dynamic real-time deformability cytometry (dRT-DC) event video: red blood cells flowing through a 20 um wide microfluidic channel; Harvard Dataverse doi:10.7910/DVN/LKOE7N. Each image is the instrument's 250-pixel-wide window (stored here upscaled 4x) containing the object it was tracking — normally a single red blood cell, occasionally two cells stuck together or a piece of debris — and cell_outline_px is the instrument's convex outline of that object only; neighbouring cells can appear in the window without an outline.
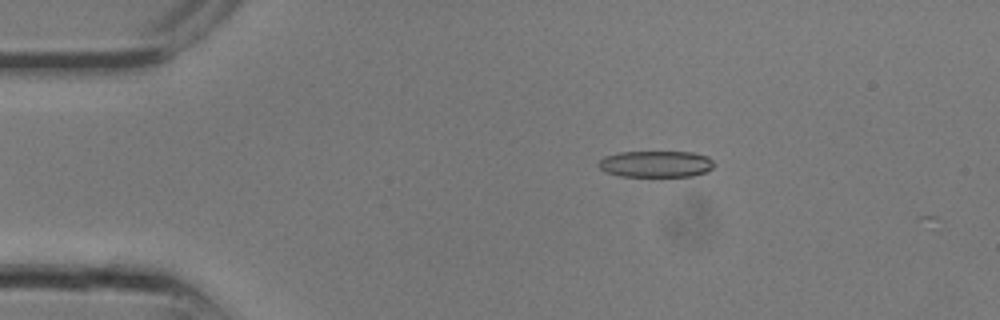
{"species": "common noctule bat (a hibernating species)", "species_latin": "Nyctalus noctula", "temperature_condition": "room temperature", "stored_images_in_passage": 3, "camera_frame_rate_fps": 3000, "um_per_image_px": 0.085, "animal": {"sex": "male", "body_mass_g": 13.3}, "frame": {"image": 1, "passage_image": 2, "time_ms": 0.333, "image_size_px": [1000, 320], "cell_outline_px": [[712, 168], [708, 172], [692, 176], [620, 176], [604, 172], [596, 164], [604, 156], [620, 152], [692, 152], [708, 156], [712, 160]], "centroid_in_image_um": [55.73, 13.94], "position_along_channel_um": 29.3, "area_um2": 17.92}}